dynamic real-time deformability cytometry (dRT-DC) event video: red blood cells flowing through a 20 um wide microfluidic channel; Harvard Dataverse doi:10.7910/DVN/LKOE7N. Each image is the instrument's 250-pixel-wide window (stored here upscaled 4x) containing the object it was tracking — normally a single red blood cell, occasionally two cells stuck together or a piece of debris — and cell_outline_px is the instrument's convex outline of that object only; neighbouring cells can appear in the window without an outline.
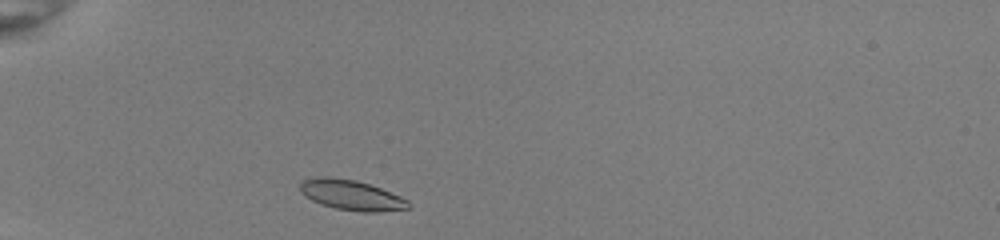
{"species": "common noctule bat (a hibernating species)", "species_latin": "Nyctalus noctula", "temperature_condition": "room temperature", "stored_images_in_passage": 32, "camera_frame_rate_fps": 3000, "um_per_image_px": 0.085, "animal": {"sex": "female", "body_mass_g": 22.0, "forearm_length_mm": 56.7}, "frame": {"image": 1, "passage_image": 2, "time_ms": 0.333, "image_size_px": [1000, 240], "cell_outline_px": [[412, 208], [376, 212], [360, 212], [336, 208], [320, 204], [304, 196], [300, 192], [300, 184], [304, 180], [316, 176], [328, 176], [356, 180], [380, 188], [400, 196], [408, 200], [412, 204]], "centroid_in_image_um": [29.87, 16.58], "position_along_channel_um": 55.1, "area_um2": 19.19}}
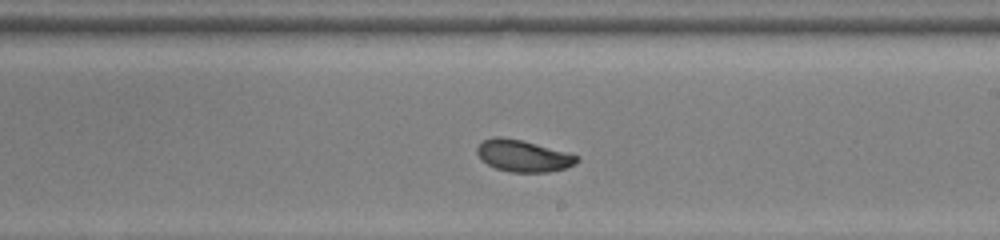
{"frame": {"image": 2, "passage_image": 18, "time_ms": 5.667, "image_size_px": [1000, 240], "cell_outline_px": [[580, 160], [576, 164], [564, 168], [548, 172], [512, 172], [496, 168], [480, 160], [476, 152], [476, 148], [484, 140], [496, 136], [500, 136], [520, 140], [580, 156]], "centroid_in_image_um": [44.45, 13.25], "position_along_channel_um": 244.5, "area_um2": 18.26}}
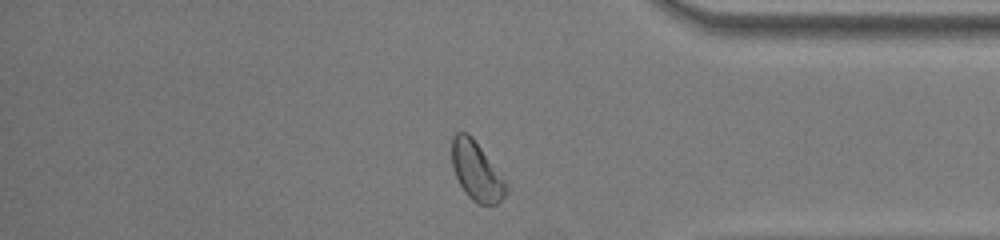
{"frame": {"image": 3, "passage_image": 30, "time_ms": 9.667, "image_size_px": [1000, 240], "cell_outline_px": [[508, 192], [496, 204], [480, 204], [472, 200], [464, 192], [456, 176], [452, 164], [452, 136], [456, 132], [468, 132], [472, 136], [504, 180], [508, 188]], "centroid_in_image_um": [40.48, 14.54], "position_along_channel_um": 394.7, "area_um2": 18.26}, "authors_computed_cell_mechanics": {"area_um2": 18.6694, "velocity_mm_per_s": 3.9744, "shape_relaxation_time_tau1_ms": 2.3461, "shape_relaxation_time_tau2_ms": 1.2723, "deformation_change_tau1": 0.1314, "deformation_change_tau2": 0.0621}}